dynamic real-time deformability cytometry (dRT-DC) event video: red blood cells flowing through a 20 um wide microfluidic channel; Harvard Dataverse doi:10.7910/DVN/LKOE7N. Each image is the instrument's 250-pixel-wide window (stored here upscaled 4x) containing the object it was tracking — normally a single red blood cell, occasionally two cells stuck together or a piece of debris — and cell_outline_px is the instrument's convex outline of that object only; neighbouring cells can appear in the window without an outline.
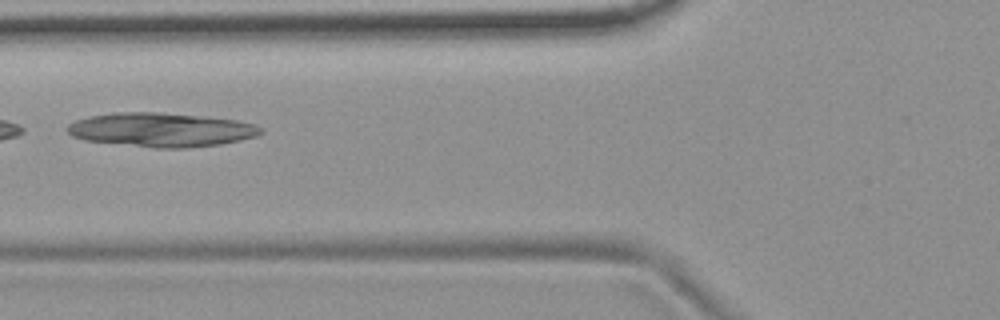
{"species": "common noctule bat (a hibernating species)", "species_latin": "Nyctalus noctula", "temperature_condition": "room temperature", "stored_images_in_passage": 8, "camera_frame_rate_fps": 3000, "um_per_image_px": 0.085, "animal": {"sex": "female", "body_mass_g": 19.9}, "frame": {"image": 1, "passage_image": 5, "time_ms": 4.667, "image_size_px": [1000, 320], "cell_outline_px": [[264, 132], [256, 136], [240, 140], [220, 144], [188, 148], [156, 148], [84, 140], [72, 136], [68, 132], [68, 124], [76, 120], [92, 116], [116, 112], [160, 112], [236, 120], [256, 124], [264, 128]], "centroid_in_image_um": [13.74, 11.03], "position_along_channel_um": 112.1, "area_um2": 38.26}}
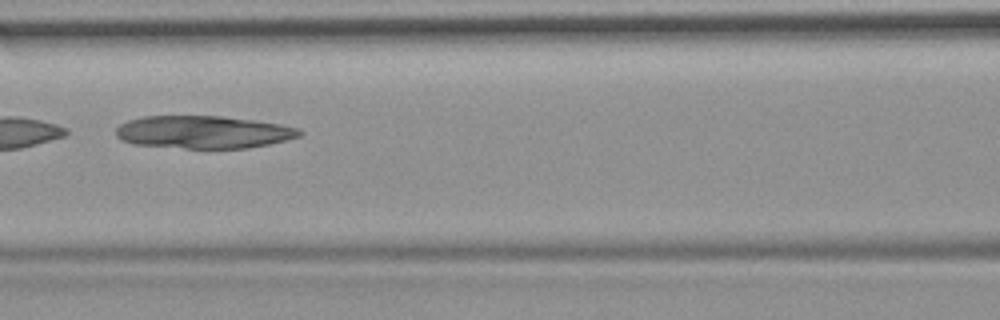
{"frame": {"image": 2, "passage_image": 6, "time_ms": 5.667, "image_size_px": [1000, 320], "cell_outline_px": [[304, 132], [300, 136], [268, 144], [248, 148], [184, 148], [132, 144], [120, 140], [116, 136], [116, 128], [120, 124], [128, 120], [144, 116], [224, 116], [256, 120], [280, 124], [296, 128]], "centroid_in_image_um": [17.26, 11.22], "position_along_channel_um": 149.3, "area_um2": 35.03}}